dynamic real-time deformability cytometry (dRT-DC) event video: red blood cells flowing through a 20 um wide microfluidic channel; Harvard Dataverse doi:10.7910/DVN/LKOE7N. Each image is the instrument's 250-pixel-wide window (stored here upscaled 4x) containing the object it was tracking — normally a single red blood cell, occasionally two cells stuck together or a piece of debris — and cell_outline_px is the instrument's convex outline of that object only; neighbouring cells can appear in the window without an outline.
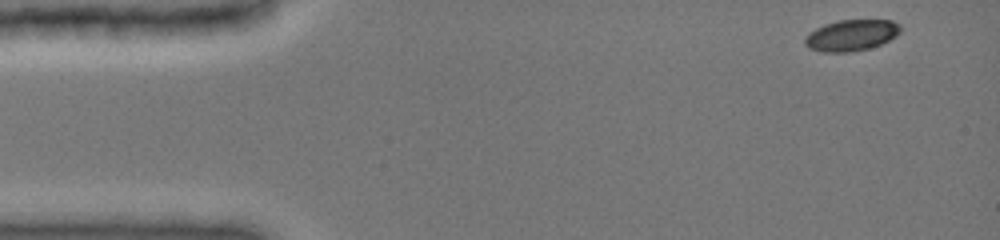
{"species": "common noctule bat (a hibernating species)", "species_latin": "Nyctalus noctula", "temperature_condition": "cold", "stored_images_in_passage": 44, "camera_frame_rate_fps": 3000, "um_per_image_px": 0.085, "animal": {"sex": "female", "body_mass_g": 19.0, "forearm_length_mm": 51.5}, "frame": {"image": 1, "passage_image": 1, "time_ms": 0.0, "image_size_px": [1000, 240], "cell_outline_px": [[900, 32], [896, 36], [880, 44], [868, 48], [848, 52], [824, 52], [808, 48], [804, 44], [804, 40], [808, 32], [824, 24], [840, 20], [892, 20], [900, 24]], "centroid_in_image_um": [72.34, 2.99], "position_along_channel_um": 12.7, "area_um2": 17.34}}
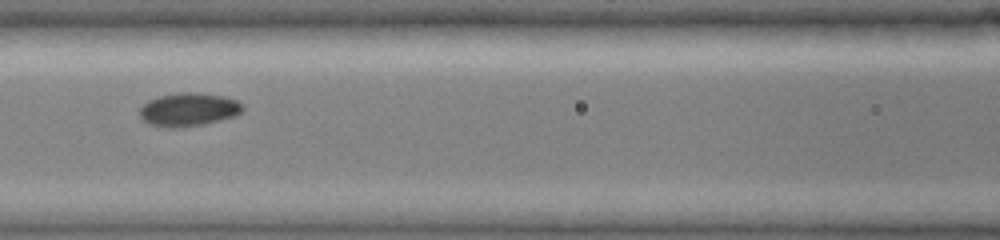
{"frame": {"image": 2, "passage_image": 19, "time_ms": 6.0, "image_size_px": [1000, 240], "cell_outline_px": [[244, 108], [236, 116], [204, 124], [172, 128], [168, 128], [148, 124], [140, 116], [140, 108], [148, 100], [160, 96], [180, 92], [196, 92], [224, 96], [236, 100]], "centroid_in_image_um": [16.02, 9.31], "position_along_channel_um": 150.6, "area_um2": 19.94}}
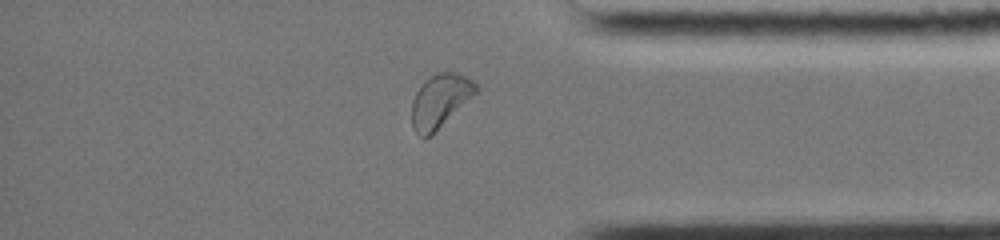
{"frame": {"image": 3, "passage_image": 38, "time_ms": 12.333, "image_size_px": [1000, 240], "cell_outline_px": [[480, 88], [432, 136], [420, 136], [412, 128], [412, 100], [416, 92], [424, 80], [440, 72], [452, 72], [464, 76], [472, 80]], "centroid_in_image_um": [37.38, 8.58], "position_along_channel_um": 397.8, "area_um2": 19.71}, "authors_computed_cell_mechanics": {"area_um2": 19.0162, "velocity_mm_per_s": 3.9685, "shape_relaxation_time_tau1_ms": 2.2662, "shape_relaxation_time_tau2_ms": null, "deformation_change_tau1": 0.0792, "deformation_change_tau2": null}}